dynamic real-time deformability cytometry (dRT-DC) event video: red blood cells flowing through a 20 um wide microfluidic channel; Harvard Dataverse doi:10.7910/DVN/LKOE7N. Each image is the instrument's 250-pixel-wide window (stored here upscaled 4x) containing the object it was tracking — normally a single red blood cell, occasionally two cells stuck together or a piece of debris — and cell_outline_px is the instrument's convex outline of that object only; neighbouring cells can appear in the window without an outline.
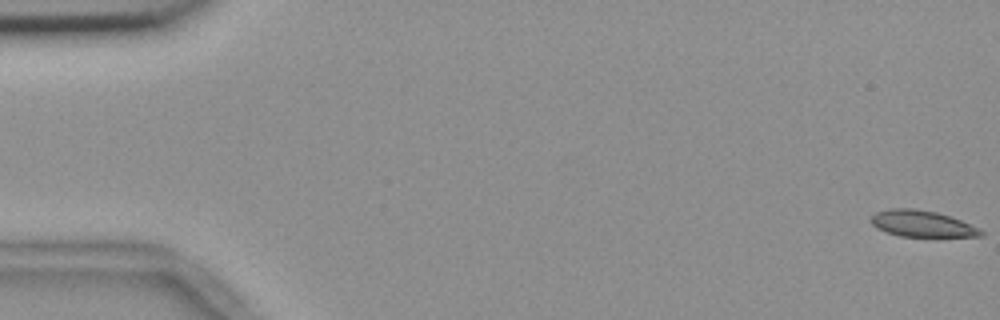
{"species": "common noctule bat (a hibernating species)", "species_latin": "Nyctalus noctula", "temperature_condition": "room temperature", "stored_images_in_passage": 57, "camera_frame_rate_fps": 3000, "um_per_image_px": 0.085, "animal": {"sex": "female", "body_mass_g": 18.4}, "frame": {"image": 1, "passage_image": 1, "time_ms": 0.0, "image_size_px": [1000, 320], "cell_outline_px": [[984, 236], [940, 240], [900, 236], [876, 228], [872, 224], [872, 216], [876, 212], [888, 208], [912, 208], [936, 212], [960, 220], [980, 228], [984, 232]], "centroid_in_image_um": [78.48, 19.09], "position_along_channel_um": 6.5, "area_um2": 17.86}}
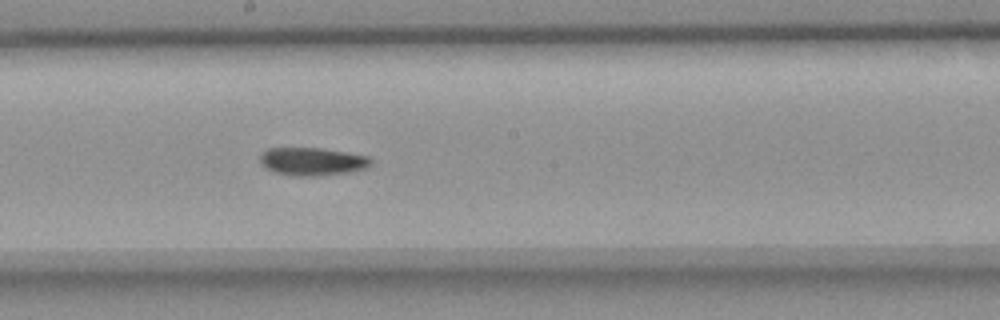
{"frame": {"image": 2, "passage_image": 31, "time_ms": 10.0, "image_size_px": [1000, 320], "cell_outline_px": [[372, 164], [368, 168], [348, 172], [316, 176], [296, 176], [276, 172], [264, 168], [260, 164], [260, 156], [268, 148], [320, 148], [348, 152], [368, 156], [372, 160]], "centroid_in_image_um": [26.56, 13.72], "position_along_channel_um": 221.6, "area_um2": 18.15}}
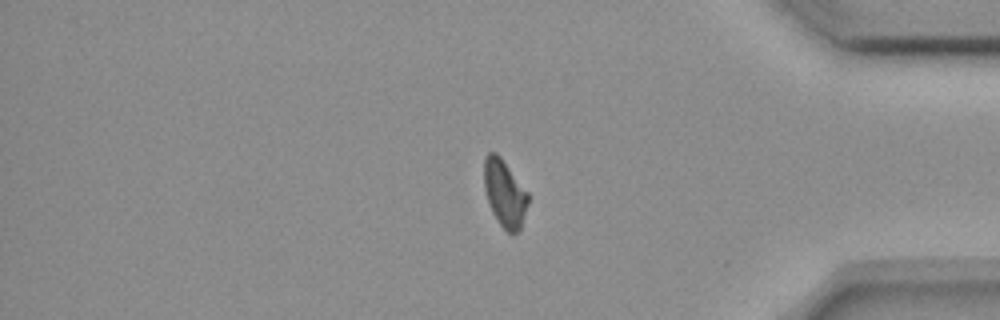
{"frame": {"image": 3, "passage_image": 47, "time_ms": 15.333, "image_size_px": [1000, 320], "cell_outline_px": [[528, 204], [520, 228], [512, 236], [500, 224], [492, 212], [484, 188], [484, 160], [488, 152], [496, 152], [500, 156], [528, 192]], "centroid_in_image_um": [42.89, 16.42], "position_along_channel_um": 392.3, "area_um2": 17.05}}